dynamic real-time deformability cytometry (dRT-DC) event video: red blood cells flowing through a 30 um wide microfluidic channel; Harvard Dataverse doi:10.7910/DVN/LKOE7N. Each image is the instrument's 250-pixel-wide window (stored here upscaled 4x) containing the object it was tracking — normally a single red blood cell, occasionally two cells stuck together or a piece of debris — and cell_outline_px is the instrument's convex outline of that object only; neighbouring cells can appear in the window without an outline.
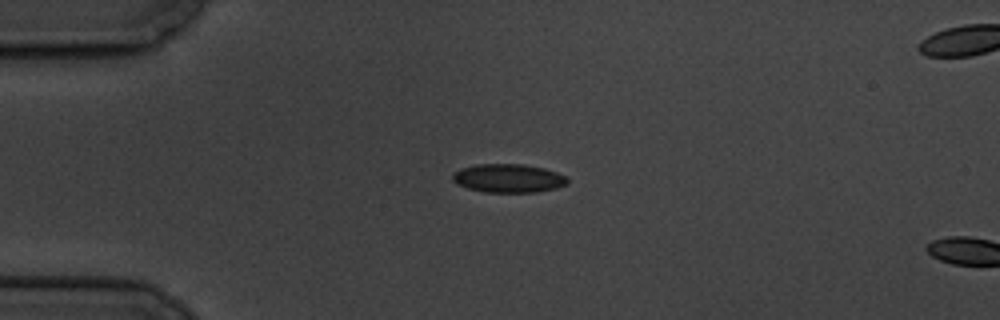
{"species": "common noctule bat (a hibernating species)", "species_latin": "Nyctalus noctula", "temperature_condition": "cold", "stored_images_in_passage": 5, "camera_frame_rate_fps": 3000, "um_per_image_px": 0.085, "animal": {"sex": "male", "body_mass_g": 19.5, "forearm_length_mm": 54.6}, "frame": {"image": 1, "passage_image": 4, "time_ms": 4.333, "image_size_px": [1000, 320], "cell_outline_px": [[568, 184], [556, 188], [536, 192], [484, 192], [468, 188], [456, 184], [452, 180], [452, 172], [460, 168], [476, 164], [524, 164], [544, 168], [568, 176]], "centroid_in_image_um": [43.2, 15.14], "position_along_channel_um": 41.8, "area_um2": 19.36}}